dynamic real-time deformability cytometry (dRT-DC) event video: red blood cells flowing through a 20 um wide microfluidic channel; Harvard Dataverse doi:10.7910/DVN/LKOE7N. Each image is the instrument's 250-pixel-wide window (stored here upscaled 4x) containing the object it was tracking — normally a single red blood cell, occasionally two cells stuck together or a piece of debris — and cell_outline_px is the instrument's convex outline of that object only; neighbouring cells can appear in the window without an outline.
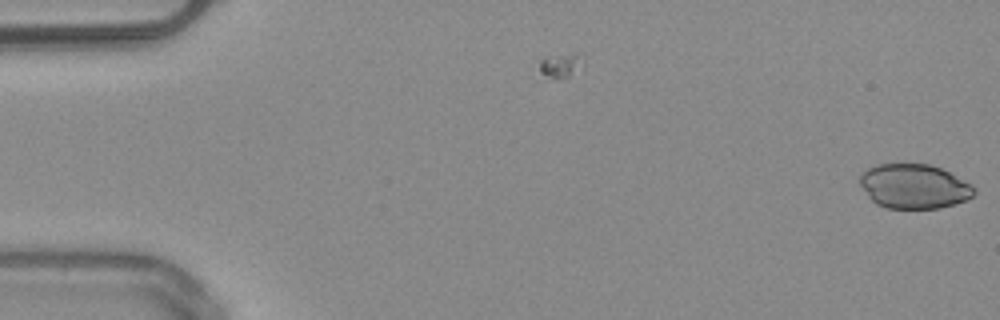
{"species": "common noctule bat (a hibernating species)", "species_latin": "Nyctalus noctula", "temperature_condition": "warm", "stored_images_in_passage": 6, "camera_frame_rate_fps": 3000, "um_per_image_px": 0.085, "animal": {"sex": "male", "body_mass_g": 20.4}, "frame": {"image": 1, "passage_image": 6, "time_ms": 1.667, "image_size_px": [1000, 320], "cell_outline_px": [[976, 192], [972, 196], [964, 200], [940, 208], [888, 208], [876, 204], [868, 196], [860, 184], [860, 176], [868, 168], [880, 164], [928, 164], [940, 168], [972, 184], [976, 188]], "centroid_in_image_um": [77.7, 15.84], "position_along_channel_um": 7.3, "area_um2": 29.3}}